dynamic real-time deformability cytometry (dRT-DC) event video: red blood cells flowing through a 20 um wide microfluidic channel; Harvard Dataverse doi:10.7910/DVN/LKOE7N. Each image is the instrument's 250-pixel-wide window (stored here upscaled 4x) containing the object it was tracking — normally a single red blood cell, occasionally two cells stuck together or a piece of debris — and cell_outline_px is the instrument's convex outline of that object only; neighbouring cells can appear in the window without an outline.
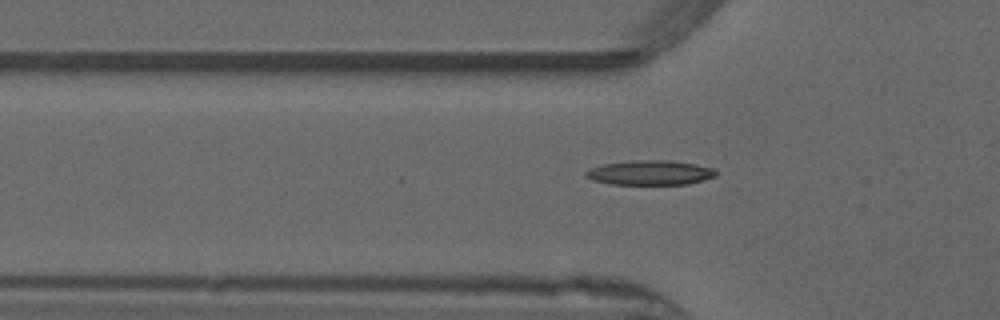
{"species": "common noctule bat (a hibernating species)", "species_latin": "Nyctalus noctula", "temperature_condition": "warm", "stored_images_in_passage": 47, "camera_frame_rate_fps": 3000, "um_per_image_px": 0.085, "animal": {"sex": "male", "forearm_length_mm": 52.5}, "frame": {"image": 1, "passage_image": 17, "time_ms": 5.333, "image_size_px": [1000, 320], "cell_outline_px": [[716, 176], [688, 184], [612, 184], [592, 180], [584, 176], [584, 172], [588, 168], [604, 164], [632, 160], [672, 160], [696, 164], [716, 168]], "centroid_in_image_um": [55.25, 14.67], "position_along_channel_um": 70.6, "area_um2": 18.84}}
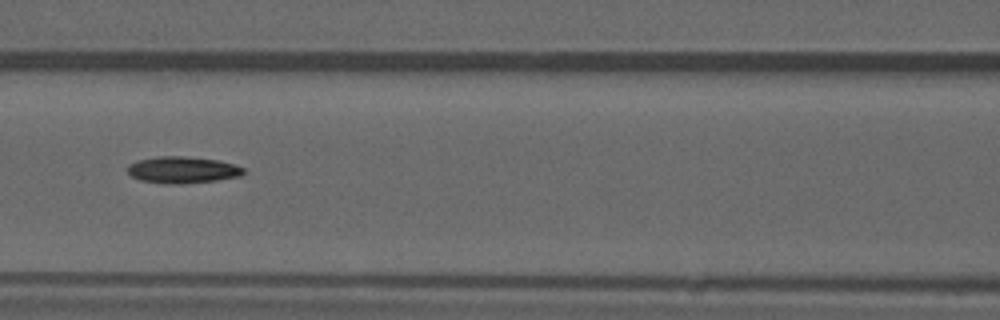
{"frame": {"image": 2, "passage_image": 23, "time_ms": 7.333, "image_size_px": [1000, 320], "cell_outline_px": [[244, 172], [240, 176], [216, 180], [180, 184], [168, 184], [140, 180], [132, 176], [128, 172], [128, 164], [136, 160], [156, 156], [184, 156], [220, 160], [236, 164], [244, 168]], "centroid_in_image_um": [15.51, 14.43], "position_along_channel_um": 151.1, "area_um2": 18.15}}
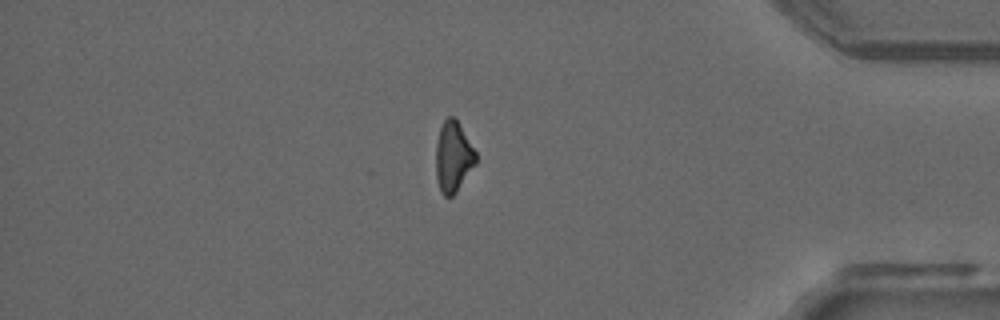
{"frame": {"image": 3, "passage_image": 44, "time_ms": 14.333, "image_size_px": [1000, 320], "cell_outline_px": [[476, 164], [456, 192], [452, 196], [444, 196], [440, 192], [436, 176], [436, 144], [440, 128], [444, 120], [448, 116], [452, 116], [456, 120], [476, 152]], "centroid_in_image_um": [38.51, 13.36], "position_along_channel_um": 396.7, "area_um2": 16.24}}